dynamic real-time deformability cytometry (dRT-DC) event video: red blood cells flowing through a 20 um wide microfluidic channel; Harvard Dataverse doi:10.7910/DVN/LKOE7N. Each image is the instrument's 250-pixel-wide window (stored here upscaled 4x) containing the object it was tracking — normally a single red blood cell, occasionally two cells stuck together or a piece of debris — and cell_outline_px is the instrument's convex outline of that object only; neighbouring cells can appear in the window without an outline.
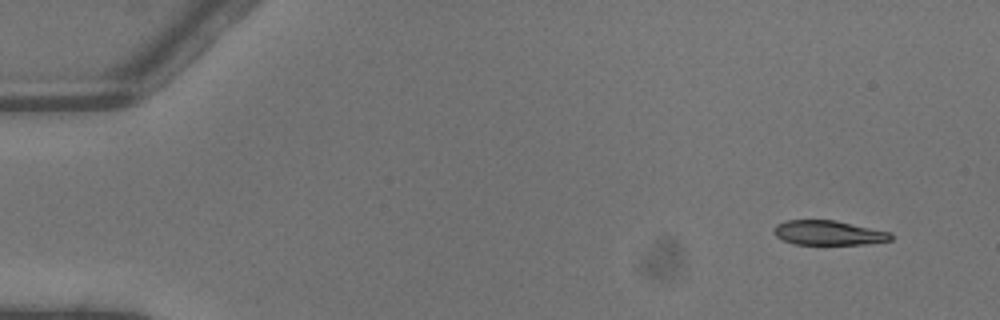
{"species": "common noctule bat (a hibernating species)", "species_latin": "Nyctalus noctula", "temperature_condition": "warm", "stored_images_in_passage": 3, "camera_frame_rate_fps": 3000, "um_per_image_px": 0.085, "animal": {"sex": "male", "body_mass_g": 13.3}, "frame": {"image": 1, "passage_image": 1, "time_ms": 0.0, "image_size_px": [1000, 320], "cell_outline_px": [[892, 240], [868, 244], [796, 244], [784, 240], [776, 236], [772, 228], [776, 224], [784, 220], [836, 220], [892, 232]], "centroid_in_image_um": [70.44, 19.78], "position_along_channel_um": 14.6, "area_um2": 16.88}}